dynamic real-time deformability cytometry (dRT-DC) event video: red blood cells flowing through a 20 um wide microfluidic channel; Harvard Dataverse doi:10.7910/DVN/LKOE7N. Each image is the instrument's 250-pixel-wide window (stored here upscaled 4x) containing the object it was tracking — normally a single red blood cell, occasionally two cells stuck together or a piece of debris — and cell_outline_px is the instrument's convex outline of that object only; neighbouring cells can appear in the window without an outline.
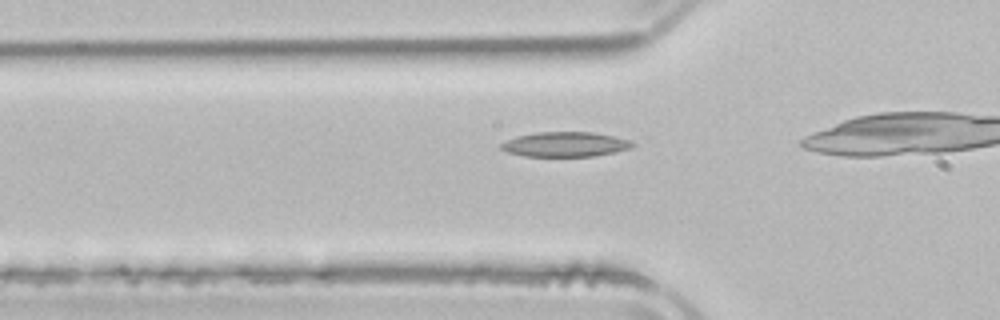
{"species": "common noctule bat (a hibernating species)", "species_latin": "Nyctalus noctula", "temperature_condition": "room temperature", "stored_images_in_passage": 4, "camera_frame_rate_fps": 3000, "um_per_image_px": 0.085, "animal": {"sex": "male", "body_mass_g": 21.5, "forearm_length_mm": 52.0}, "frame": {"image": 1, "passage_image": 4, "time_ms": 5.667, "image_size_px": [1000, 320], "cell_outline_px": [[636, 144], [632, 148], [616, 152], [596, 156], [524, 156], [508, 152], [500, 148], [500, 144], [508, 140], [520, 136], [536, 132], [592, 132], [616, 136], [632, 140]], "centroid_in_image_um": [48.14, 12.27], "position_along_channel_um": 77.7, "area_um2": 19.07}}